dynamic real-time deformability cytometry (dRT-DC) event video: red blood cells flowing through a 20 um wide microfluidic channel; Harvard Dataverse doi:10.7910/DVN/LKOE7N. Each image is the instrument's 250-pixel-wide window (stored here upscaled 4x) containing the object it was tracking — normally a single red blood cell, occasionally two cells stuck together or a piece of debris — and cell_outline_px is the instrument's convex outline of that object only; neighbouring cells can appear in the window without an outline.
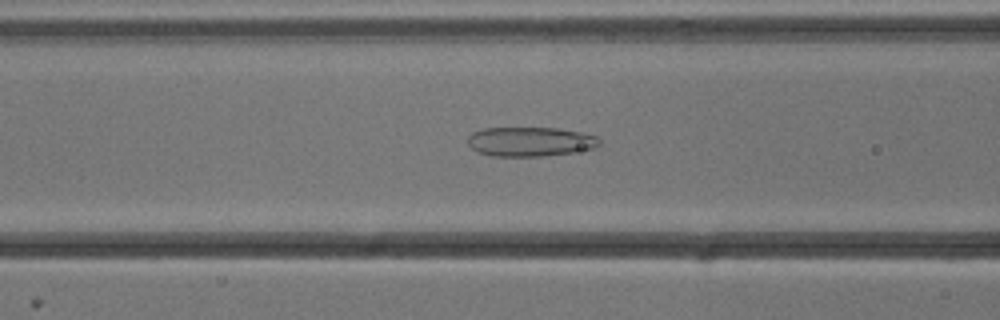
{"species": "common noctule bat (a hibernating species)", "species_latin": "Nyctalus noctula", "temperature_condition": "cold", "stored_images_in_passage": 50, "camera_frame_rate_fps": 3000, "um_per_image_px": 0.085, "animal": {"sex": "male", "body_mass_g": 13.3}, "frame": {"image": 1, "passage_image": 18, "time_ms": 5.667, "image_size_px": [1000, 320], "cell_outline_px": [[600, 144], [596, 148], [572, 152], [544, 156], [492, 156], [476, 152], [468, 144], [468, 136], [472, 132], [484, 128], [556, 128], [580, 132], [596, 136], [600, 140]], "centroid_in_image_um": [45.05, 12.04], "position_along_channel_um": 121.6, "area_um2": 22.6}}
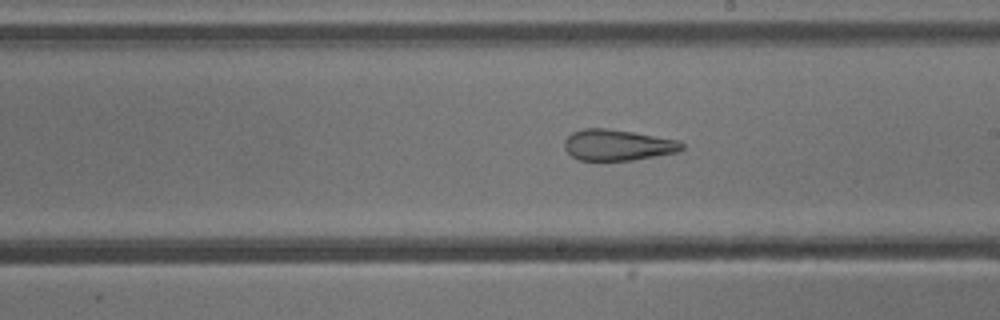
{"frame": {"image": 2, "passage_image": 27, "time_ms": 8.667, "image_size_px": [1000, 320], "cell_outline_px": [[684, 148], [680, 152], [632, 160], [580, 160], [572, 156], [564, 148], [564, 140], [572, 132], [584, 128], [604, 128], [632, 132], [680, 140], [684, 144]], "centroid_in_image_um": [52.53, 12.32], "position_along_channel_um": 236.5, "area_um2": 21.27}}
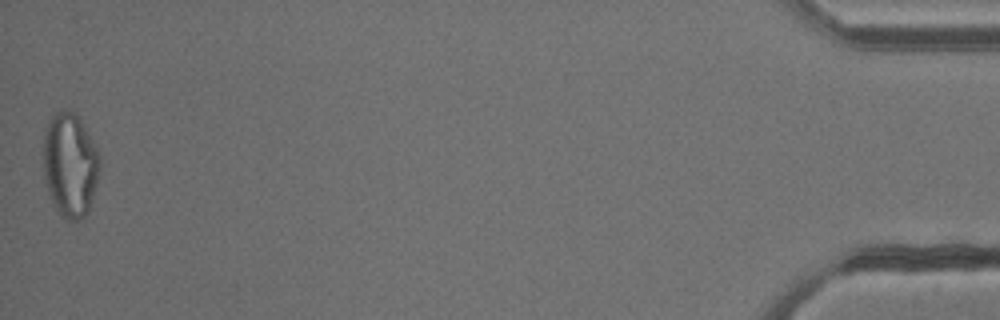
{"frame": {"image": 3, "passage_image": 50, "time_ms": 16.333, "image_size_px": [1000, 320], "cell_outline_px": [[100, 168], [88, 212], [84, 216], [76, 220], [64, 220], [60, 216], [48, 192], [44, 180], [44, 132], [48, 120], [56, 112], [76, 112], [80, 116], [100, 156]], "centroid_in_image_um": [5.95, 14.01], "position_along_channel_um": 429.2, "area_um2": 34.22}, "authors_computed_cell_mechanics": {"area_um2": 28.0908, "velocity_mm_per_s": 3.824, "shape_relaxation_time_tau1_ms": null, "shape_relaxation_time_tau2_ms": 2.5074, "deformation_change_tau1": null, "deformation_change_tau2": 0.119}}